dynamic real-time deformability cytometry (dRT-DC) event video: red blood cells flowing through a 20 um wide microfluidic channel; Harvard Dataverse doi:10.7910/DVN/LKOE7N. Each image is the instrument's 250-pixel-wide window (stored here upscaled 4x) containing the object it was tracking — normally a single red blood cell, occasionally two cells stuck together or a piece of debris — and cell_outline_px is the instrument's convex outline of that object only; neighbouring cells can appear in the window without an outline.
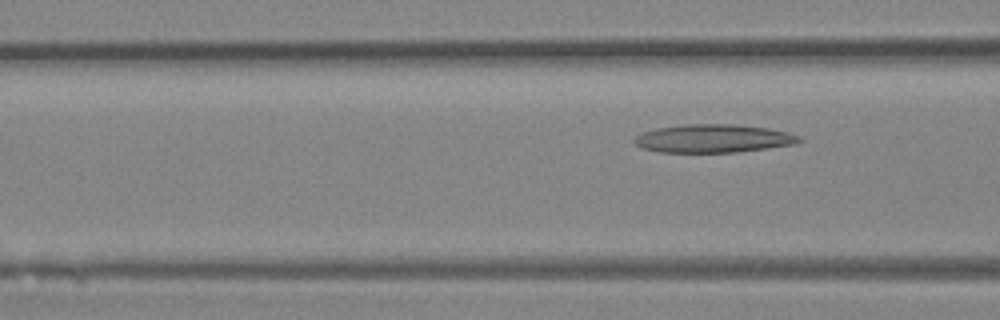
{"species": "Egyptian fruit bat (a non-hibernating species)", "species_latin": "Rousettus aegyptiacus", "temperature_condition": "room temperature", "stored_images_in_passage": 4, "camera_frame_rate_fps": 3000, "um_per_image_px": 0.085, "animal": {"sex": "female"}, "frame": {"image": 1, "passage_image": 4, "time_ms": 1.0, "image_size_px": [1000, 320], "cell_outline_px": [[804, 140], [792, 144], [768, 148], [736, 152], [660, 152], [644, 148], [636, 144], [632, 140], [640, 132], [656, 128], [684, 124], [736, 124], [768, 128], [788, 132], [800, 136]], "centroid_in_image_um": [60.62, 11.76], "position_along_channel_um": 106.0, "area_um2": 27.17}}